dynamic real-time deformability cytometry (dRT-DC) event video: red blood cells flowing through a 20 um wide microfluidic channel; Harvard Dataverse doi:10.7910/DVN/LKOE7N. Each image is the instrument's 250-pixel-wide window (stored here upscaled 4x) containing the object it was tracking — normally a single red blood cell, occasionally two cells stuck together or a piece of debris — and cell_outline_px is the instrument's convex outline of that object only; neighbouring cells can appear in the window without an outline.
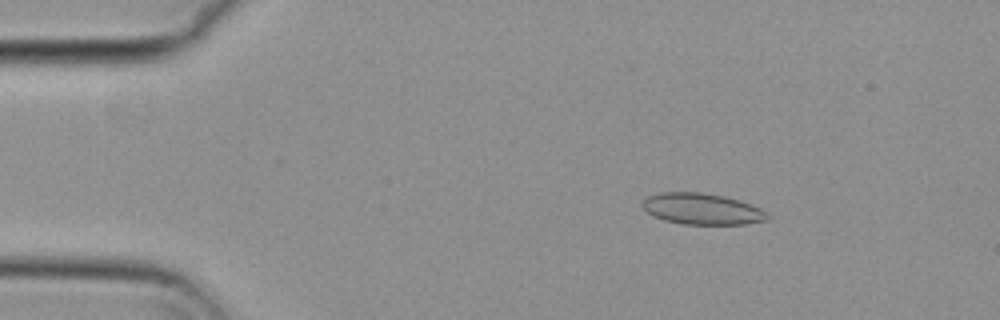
{"species": "common noctule bat (a hibernating species)", "species_latin": "Nyctalus noctula", "temperature_condition": "cold", "stored_images_in_passage": 53, "camera_frame_rate_fps": 3000, "um_per_image_px": 0.085, "animal": {"sex": "female", "body_mass_g": 29.2, "forearm_length_mm": 56.3}, "frame": {"image": 1, "passage_image": 7, "time_ms": 2.0, "image_size_px": [1000, 320], "cell_outline_px": [[772, 216], [768, 220], [744, 224], [684, 224], [664, 220], [652, 216], [640, 204], [648, 196], [660, 192], [700, 192], [724, 196], [740, 200], [752, 204], [768, 212]], "centroid_in_image_um": [59.71, 17.76], "position_along_channel_um": 25.3, "area_um2": 22.95}}
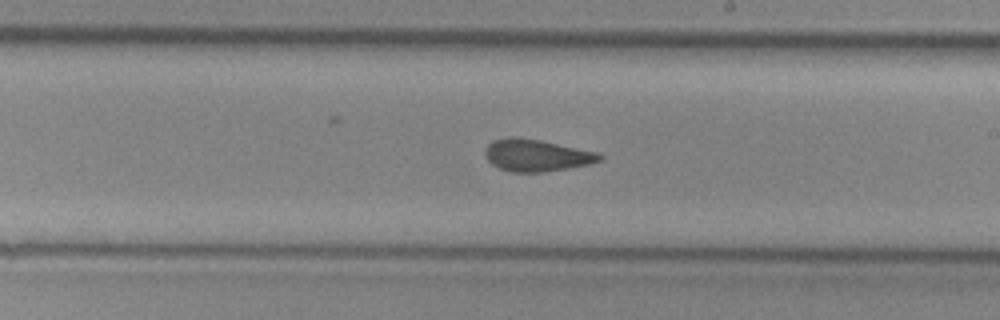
{"frame": {"image": 2, "passage_image": 30, "time_ms": 9.667, "image_size_px": [1000, 320], "cell_outline_px": [[604, 160], [592, 164], [544, 172], [512, 172], [500, 168], [492, 164], [484, 156], [484, 148], [492, 140], [508, 136], [516, 136], [540, 140], [596, 152], [604, 156]], "centroid_in_image_um": [45.59, 13.2], "position_along_channel_um": 243.4, "area_um2": 21.62}}
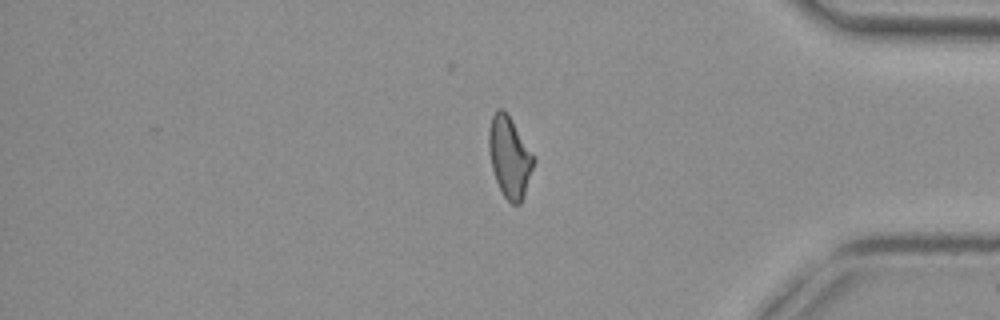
{"frame": {"image": 3, "passage_image": 44, "time_ms": 14.333, "image_size_px": [1000, 320], "cell_outline_px": [[536, 160], [524, 196], [520, 204], [512, 204], [504, 196], [496, 180], [492, 168], [488, 144], [488, 132], [492, 116], [496, 108], [504, 108], [536, 156]], "centroid_in_image_um": [43.33, 13.31], "position_along_channel_um": 391.9, "area_um2": 21.39}, "authors_computed_cell_mechanics": {"area_um2": 21.675, "velocity_mm_per_s": 3.7381, "shape_relaxation_time_tau1_ms": null, "shape_relaxation_time_tau2_ms": 2.3216, "deformation_change_tau1": null, "deformation_change_tau2": 0.0816}}